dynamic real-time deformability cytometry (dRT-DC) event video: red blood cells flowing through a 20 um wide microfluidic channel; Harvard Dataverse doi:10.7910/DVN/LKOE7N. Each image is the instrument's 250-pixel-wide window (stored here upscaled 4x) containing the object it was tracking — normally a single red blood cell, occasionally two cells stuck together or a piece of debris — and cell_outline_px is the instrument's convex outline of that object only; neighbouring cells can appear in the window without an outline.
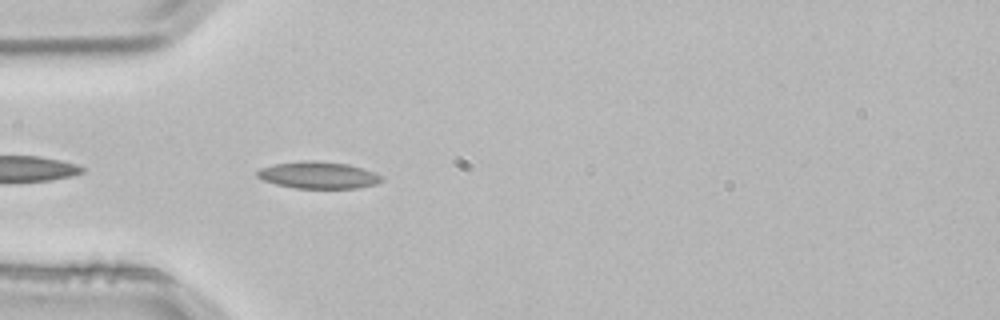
{"species": "common noctule bat (a hibernating species)", "species_latin": "Nyctalus noctula", "temperature_condition": "room temperature", "stored_images_in_passage": 4, "camera_frame_rate_fps": 3000, "um_per_image_px": 0.085, "animal": {"sex": "male", "body_mass_g": 21.5, "forearm_length_mm": 52.0}, "frame": {"image": 1, "passage_image": 4, "time_ms": 1.0, "image_size_px": [1000, 320], "cell_outline_px": [[384, 180], [376, 184], [356, 188], [292, 188], [276, 184], [264, 180], [256, 176], [256, 172], [260, 168], [276, 164], [300, 160], [316, 160], [348, 164], [384, 176]], "centroid_in_image_um": [27.05, 14.88], "position_along_channel_um": 58.0, "area_um2": 19.54}}